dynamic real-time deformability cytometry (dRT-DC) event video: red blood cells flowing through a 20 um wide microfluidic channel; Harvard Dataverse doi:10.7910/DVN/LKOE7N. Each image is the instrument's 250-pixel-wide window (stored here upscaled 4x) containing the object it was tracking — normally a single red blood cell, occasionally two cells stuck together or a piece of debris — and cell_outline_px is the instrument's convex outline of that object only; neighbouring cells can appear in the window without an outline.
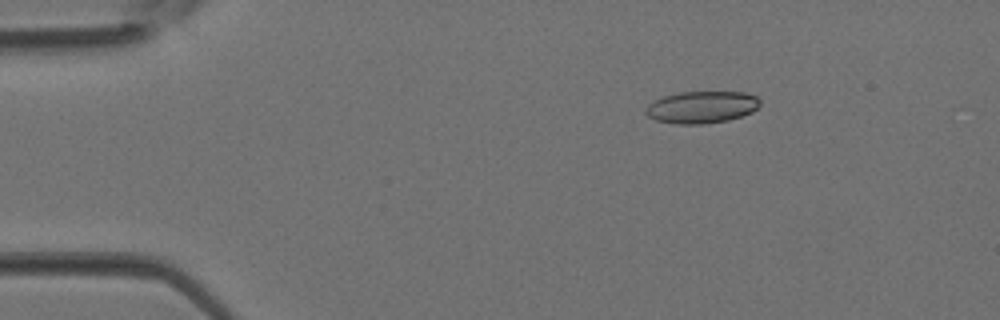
{"species": "Egyptian fruit bat (a non-hibernating species)", "species_latin": "Rousettus aegyptiacus", "temperature_condition": "room temperature", "stored_images_in_passage": 3, "camera_frame_rate_fps": 3000, "um_per_image_px": 0.085, "animal": {"sex": "female"}, "frame": {"image": 1, "passage_image": 2, "time_ms": 0.333, "image_size_px": [1000, 320], "cell_outline_px": [[760, 104], [752, 112], [728, 120], [704, 124], [676, 124], [656, 120], [648, 116], [644, 112], [644, 108], [652, 100], [664, 96], [680, 92], [744, 92], [756, 96], [760, 100]], "centroid_in_image_um": [59.6, 9.11], "position_along_channel_um": 25.4, "area_um2": 21.44}}